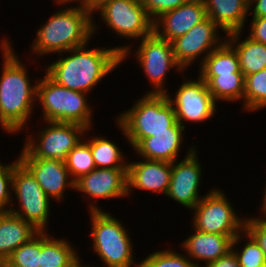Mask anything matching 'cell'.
I'll return each instance as SVG.
<instances>
[{
	"mask_svg": "<svg viewBox=\"0 0 266 267\" xmlns=\"http://www.w3.org/2000/svg\"><path fill=\"white\" fill-rule=\"evenodd\" d=\"M88 47L87 43L59 53L57 60L45 66V73L65 88L89 93L122 62L115 47Z\"/></svg>",
	"mask_w": 266,
	"mask_h": 267,
	"instance_id": "obj_1",
	"label": "cell"
},
{
	"mask_svg": "<svg viewBox=\"0 0 266 267\" xmlns=\"http://www.w3.org/2000/svg\"><path fill=\"white\" fill-rule=\"evenodd\" d=\"M10 39L2 38L3 63L0 76V112L4 121L16 132L25 130L36 105L37 80H30L28 67L16 54ZM20 59V60H19Z\"/></svg>",
	"mask_w": 266,
	"mask_h": 267,
	"instance_id": "obj_2",
	"label": "cell"
},
{
	"mask_svg": "<svg viewBox=\"0 0 266 267\" xmlns=\"http://www.w3.org/2000/svg\"><path fill=\"white\" fill-rule=\"evenodd\" d=\"M55 4L64 8L60 7L37 29L36 39L30 46L35 57L52 56L91 43L98 29L93 16L79 3L76 6L74 3L72 6L71 3Z\"/></svg>",
	"mask_w": 266,
	"mask_h": 267,
	"instance_id": "obj_3",
	"label": "cell"
},
{
	"mask_svg": "<svg viewBox=\"0 0 266 267\" xmlns=\"http://www.w3.org/2000/svg\"><path fill=\"white\" fill-rule=\"evenodd\" d=\"M126 110L117 115L115 123L132 148L152 134L170 132V127L177 122L167 94L144 93Z\"/></svg>",
	"mask_w": 266,
	"mask_h": 267,
	"instance_id": "obj_4",
	"label": "cell"
},
{
	"mask_svg": "<svg viewBox=\"0 0 266 267\" xmlns=\"http://www.w3.org/2000/svg\"><path fill=\"white\" fill-rule=\"evenodd\" d=\"M37 81L36 105L42 107L44 122H65L93 128V109L88 93L65 88L53 81L46 73ZM39 103V104H38Z\"/></svg>",
	"mask_w": 266,
	"mask_h": 267,
	"instance_id": "obj_5",
	"label": "cell"
},
{
	"mask_svg": "<svg viewBox=\"0 0 266 267\" xmlns=\"http://www.w3.org/2000/svg\"><path fill=\"white\" fill-rule=\"evenodd\" d=\"M92 250L106 267H140L136 263L133 242L123 222L107 210L89 211Z\"/></svg>",
	"mask_w": 266,
	"mask_h": 267,
	"instance_id": "obj_6",
	"label": "cell"
},
{
	"mask_svg": "<svg viewBox=\"0 0 266 267\" xmlns=\"http://www.w3.org/2000/svg\"><path fill=\"white\" fill-rule=\"evenodd\" d=\"M134 43L125 46H114L121 53V62L128 58L134 52L139 67L144 71V75L153 85L152 90L145 92L146 94H167V86L165 85L167 73L173 68L174 71L184 72L182 67L174 58L172 43L165 39L159 38L154 32L143 37L138 47H132ZM132 48H135L134 51Z\"/></svg>",
	"mask_w": 266,
	"mask_h": 267,
	"instance_id": "obj_7",
	"label": "cell"
},
{
	"mask_svg": "<svg viewBox=\"0 0 266 267\" xmlns=\"http://www.w3.org/2000/svg\"><path fill=\"white\" fill-rule=\"evenodd\" d=\"M12 192L16 196L12 199L16 201H12L9 212L31 223L38 231H47L51 199L19 158L14 160Z\"/></svg>",
	"mask_w": 266,
	"mask_h": 267,
	"instance_id": "obj_8",
	"label": "cell"
},
{
	"mask_svg": "<svg viewBox=\"0 0 266 267\" xmlns=\"http://www.w3.org/2000/svg\"><path fill=\"white\" fill-rule=\"evenodd\" d=\"M37 134L27 135L23 150L18 158L66 160L73 149L84 137L86 127L76 123L47 121ZM47 125V126H46ZM38 136V137H37Z\"/></svg>",
	"mask_w": 266,
	"mask_h": 267,
	"instance_id": "obj_9",
	"label": "cell"
},
{
	"mask_svg": "<svg viewBox=\"0 0 266 267\" xmlns=\"http://www.w3.org/2000/svg\"><path fill=\"white\" fill-rule=\"evenodd\" d=\"M192 227L200 232L221 235H238L245 230L246 215H238L224 191L211 189L190 210Z\"/></svg>",
	"mask_w": 266,
	"mask_h": 267,
	"instance_id": "obj_10",
	"label": "cell"
},
{
	"mask_svg": "<svg viewBox=\"0 0 266 267\" xmlns=\"http://www.w3.org/2000/svg\"><path fill=\"white\" fill-rule=\"evenodd\" d=\"M104 25L117 37L141 40L153 33V20L142 6L141 0H113L100 8Z\"/></svg>",
	"mask_w": 266,
	"mask_h": 267,
	"instance_id": "obj_11",
	"label": "cell"
},
{
	"mask_svg": "<svg viewBox=\"0 0 266 267\" xmlns=\"http://www.w3.org/2000/svg\"><path fill=\"white\" fill-rule=\"evenodd\" d=\"M183 80L173 97L168 98L174 106L176 120L186 128V122L202 123L214 117L217 102L208 90L207 84L198 76L197 79ZM186 121V122H185Z\"/></svg>",
	"mask_w": 266,
	"mask_h": 267,
	"instance_id": "obj_12",
	"label": "cell"
},
{
	"mask_svg": "<svg viewBox=\"0 0 266 267\" xmlns=\"http://www.w3.org/2000/svg\"><path fill=\"white\" fill-rule=\"evenodd\" d=\"M220 31L223 32L206 17L186 34L174 39L171 43L176 62L183 70L194 65V61H198V58L200 60L198 66L201 65L206 56L226 40V35L220 36Z\"/></svg>",
	"mask_w": 266,
	"mask_h": 267,
	"instance_id": "obj_13",
	"label": "cell"
},
{
	"mask_svg": "<svg viewBox=\"0 0 266 267\" xmlns=\"http://www.w3.org/2000/svg\"><path fill=\"white\" fill-rule=\"evenodd\" d=\"M195 146L197 145L188 148L187 154L180 162L176 160L171 163V180L166 194L188 210H192L205 196L199 193L203 167Z\"/></svg>",
	"mask_w": 266,
	"mask_h": 267,
	"instance_id": "obj_14",
	"label": "cell"
},
{
	"mask_svg": "<svg viewBox=\"0 0 266 267\" xmlns=\"http://www.w3.org/2000/svg\"><path fill=\"white\" fill-rule=\"evenodd\" d=\"M75 190L86 199H95L88 211H103L98 199L128 197V168H95L75 181Z\"/></svg>",
	"mask_w": 266,
	"mask_h": 267,
	"instance_id": "obj_15",
	"label": "cell"
},
{
	"mask_svg": "<svg viewBox=\"0 0 266 267\" xmlns=\"http://www.w3.org/2000/svg\"><path fill=\"white\" fill-rule=\"evenodd\" d=\"M19 161L32 173L51 200L62 201L67 188L75 190V181L71 178L65 161L37 158H19Z\"/></svg>",
	"mask_w": 266,
	"mask_h": 267,
	"instance_id": "obj_16",
	"label": "cell"
},
{
	"mask_svg": "<svg viewBox=\"0 0 266 267\" xmlns=\"http://www.w3.org/2000/svg\"><path fill=\"white\" fill-rule=\"evenodd\" d=\"M207 17L203 0H190L164 12L153 22V32L161 39L172 42Z\"/></svg>",
	"mask_w": 266,
	"mask_h": 267,
	"instance_id": "obj_17",
	"label": "cell"
},
{
	"mask_svg": "<svg viewBox=\"0 0 266 267\" xmlns=\"http://www.w3.org/2000/svg\"><path fill=\"white\" fill-rule=\"evenodd\" d=\"M128 162V196L133 189L166 196L171 180V163L141 158Z\"/></svg>",
	"mask_w": 266,
	"mask_h": 267,
	"instance_id": "obj_18",
	"label": "cell"
},
{
	"mask_svg": "<svg viewBox=\"0 0 266 267\" xmlns=\"http://www.w3.org/2000/svg\"><path fill=\"white\" fill-rule=\"evenodd\" d=\"M192 234L188 236L180 244L181 250L195 264L196 267H203L199 262L207 264L216 261L221 256L226 255L232 250L233 239L237 235H221L200 232L196 229L192 230ZM198 263H197V262Z\"/></svg>",
	"mask_w": 266,
	"mask_h": 267,
	"instance_id": "obj_19",
	"label": "cell"
},
{
	"mask_svg": "<svg viewBox=\"0 0 266 267\" xmlns=\"http://www.w3.org/2000/svg\"><path fill=\"white\" fill-rule=\"evenodd\" d=\"M184 127L177 121L170 132L152 134L142 139L134 148L135 155L149 160L172 163L178 159L185 136Z\"/></svg>",
	"mask_w": 266,
	"mask_h": 267,
	"instance_id": "obj_20",
	"label": "cell"
},
{
	"mask_svg": "<svg viewBox=\"0 0 266 267\" xmlns=\"http://www.w3.org/2000/svg\"><path fill=\"white\" fill-rule=\"evenodd\" d=\"M203 2L207 17L225 35L244 30L249 16V4L246 0H203Z\"/></svg>",
	"mask_w": 266,
	"mask_h": 267,
	"instance_id": "obj_21",
	"label": "cell"
},
{
	"mask_svg": "<svg viewBox=\"0 0 266 267\" xmlns=\"http://www.w3.org/2000/svg\"><path fill=\"white\" fill-rule=\"evenodd\" d=\"M39 231L29 222L9 211L0 212V266L21 245Z\"/></svg>",
	"mask_w": 266,
	"mask_h": 267,
	"instance_id": "obj_22",
	"label": "cell"
},
{
	"mask_svg": "<svg viewBox=\"0 0 266 267\" xmlns=\"http://www.w3.org/2000/svg\"><path fill=\"white\" fill-rule=\"evenodd\" d=\"M242 33L243 31L229 33L226 41L235 49L241 72L247 76L266 68V44L253 41L248 36L242 40Z\"/></svg>",
	"mask_w": 266,
	"mask_h": 267,
	"instance_id": "obj_23",
	"label": "cell"
},
{
	"mask_svg": "<svg viewBox=\"0 0 266 267\" xmlns=\"http://www.w3.org/2000/svg\"><path fill=\"white\" fill-rule=\"evenodd\" d=\"M50 235L48 229L41 231L40 267H71L80 259L78 249L70 241Z\"/></svg>",
	"mask_w": 266,
	"mask_h": 267,
	"instance_id": "obj_24",
	"label": "cell"
},
{
	"mask_svg": "<svg viewBox=\"0 0 266 267\" xmlns=\"http://www.w3.org/2000/svg\"><path fill=\"white\" fill-rule=\"evenodd\" d=\"M207 84L214 100L218 102H243L245 93V76L243 73L231 74H198Z\"/></svg>",
	"mask_w": 266,
	"mask_h": 267,
	"instance_id": "obj_25",
	"label": "cell"
},
{
	"mask_svg": "<svg viewBox=\"0 0 266 267\" xmlns=\"http://www.w3.org/2000/svg\"><path fill=\"white\" fill-rule=\"evenodd\" d=\"M86 129L84 139L89 143L96 168H128V160L117 143L106 137L88 135ZM88 131V132H87ZM86 137V138H85ZM125 158V159H124ZM127 160V161H126Z\"/></svg>",
	"mask_w": 266,
	"mask_h": 267,
	"instance_id": "obj_26",
	"label": "cell"
},
{
	"mask_svg": "<svg viewBox=\"0 0 266 267\" xmlns=\"http://www.w3.org/2000/svg\"><path fill=\"white\" fill-rule=\"evenodd\" d=\"M198 71L199 74L242 73L237 53L226 40L206 56Z\"/></svg>",
	"mask_w": 266,
	"mask_h": 267,
	"instance_id": "obj_27",
	"label": "cell"
},
{
	"mask_svg": "<svg viewBox=\"0 0 266 267\" xmlns=\"http://www.w3.org/2000/svg\"><path fill=\"white\" fill-rule=\"evenodd\" d=\"M243 247L239 243L243 240ZM237 247V248H236ZM239 248V249H238ZM232 250L237 256L240 267H263L266 266V258L260 245L246 231L239 233L232 242Z\"/></svg>",
	"mask_w": 266,
	"mask_h": 267,
	"instance_id": "obj_28",
	"label": "cell"
},
{
	"mask_svg": "<svg viewBox=\"0 0 266 267\" xmlns=\"http://www.w3.org/2000/svg\"><path fill=\"white\" fill-rule=\"evenodd\" d=\"M242 109L253 112L266 107V68L245 76Z\"/></svg>",
	"mask_w": 266,
	"mask_h": 267,
	"instance_id": "obj_29",
	"label": "cell"
},
{
	"mask_svg": "<svg viewBox=\"0 0 266 267\" xmlns=\"http://www.w3.org/2000/svg\"><path fill=\"white\" fill-rule=\"evenodd\" d=\"M65 164L74 181L96 168L90 145L84 138L70 150Z\"/></svg>",
	"mask_w": 266,
	"mask_h": 267,
	"instance_id": "obj_30",
	"label": "cell"
},
{
	"mask_svg": "<svg viewBox=\"0 0 266 267\" xmlns=\"http://www.w3.org/2000/svg\"><path fill=\"white\" fill-rule=\"evenodd\" d=\"M41 231L14 250L0 267H40Z\"/></svg>",
	"mask_w": 266,
	"mask_h": 267,
	"instance_id": "obj_31",
	"label": "cell"
},
{
	"mask_svg": "<svg viewBox=\"0 0 266 267\" xmlns=\"http://www.w3.org/2000/svg\"><path fill=\"white\" fill-rule=\"evenodd\" d=\"M140 267H196L195 264L184 254L173 249L154 251L140 261Z\"/></svg>",
	"mask_w": 266,
	"mask_h": 267,
	"instance_id": "obj_32",
	"label": "cell"
},
{
	"mask_svg": "<svg viewBox=\"0 0 266 267\" xmlns=\"http://www.w3.org/2000/svg\"><path fill=\"white\" fill-rule=\"evenodd\" d=\"M14 172V161L9 164L0 165V212L9 211L12 204V180Z\"/></svg>",
	"mask_w": 266,
	"mask_h": 267,
	"instance_id": "obj_33",
	"label": "cell"
},
{
	"mask_svg": "<svg viewBox=\"0 0 266 267\" xmlns=\"http://www.w3.org/2000/svg\"><path fill=\"white\" fill-rule=\"evenodd\" d=\"M190 0H141L142 6L154 21L164 12L173 10Z\"/></svg>",
	"mask_w": 266,
	"mask_h": 267,
	"instance_id": "obj_34",
	"label": "cell"
},
{
	"mask_svg": "<svg viewBox=\"0 0 266 267\" xmlns=\"http://www.w3.org/2000/svg\"><path fill=\"white\" fill-rule=\"evenodd\" d=\"M245 230L260 245L266 258V219L258 217H246Z\"/></svg>",
	"mask_w": 266,
	"mask_h": 267,
	"instance_id": "obj_35",
	"label": "cell"
},
{
	"mask_svg": "<svg viewBox=\"0 0 266 267\" xmlns=\"http://www.w3.org/2000/svg\"><path fill=\"white\" fill-rule=\"evenodd\" d=\"M248 37L253 41L266 44V17L252 18Z\"/></svg>",
	"mask_w": 266,
	"mask_h": 267,
	"instance_id": "obj_36",
	"label": "cell"
},
{
	"mask_svg": "<svg viewBox=\"0 0 266 267\" xmlns=\"http://www.w3.org/2000/svg\"><path fill=\"white\" fill-rule=\"evenodd\" d=\"M204 267H240V265L237 256L233 250H231L226 255L221 256L216 261H213Z\"/></svg>",
	"mask_w": 266,
	"mask_h": 267,
	"instance_id": "obj_37",
	"label": "cell"
},
{
	"mask_svg": "<svg viewBox=\"0 0 266 267\" xmlns=\"http://www.w3.org/2000/svg\"><path fill=\"white\" fill-rule=\"evenodd\" d=\"M113 0H80L78 3L87 10L94 18L95 12H97L104 5Z\"/></svg>",
	"mask_w": 266,
	"mask_h": 267,
	"instance_id": "obj_38",
	"label": "cell"
},
{
	"mask_svg": "<svg viewBox=\"0 0 266 267\" xmlns=\"http://www.w3.org/2000/svg\"><path fill=\"white\" fill-rule=\"evenodd\" d=\"M249 12L252 13V18L266 17V0H253L249 4Z\"/></svg>",
	"mask_w": 266,
	"mask_h": 267,
	"instance_id": "obj_39",
	"label": "cell"
},
{
	"mask_svg": "<svg viewBox=\"0 0 266 267\" xmlns=\"http://www.w3.org/2000/svg\"><path fill=\"white\" fill-rule=\"evenodd\" d=\"M264 193H263V197H262V199L263 200H261L262 201V204L260 205V213H261V215H259L258 216V218H263V219H266V184H265V187H264V191H263Z\"/></svg>",
	"mask_w": 266,
	"mask_h": 267,
	"instance_id": "obj_40",
	"label": "cell"
},
{
	"mask_svg": "<svg viewBox=\"0 0 266 267\" xmlns=\"http://www.w3.org/2000/svg\"><path fill=\"white\" fill-rule=\"evenodd\" d=\"M0 127L1 129L5 130L7 133L16 134V132L4 121V119L1 116V112H0Z\"/></svg>",
	"mask_w": 266,
	"mask_h": 267,
	"instance_id": "obj_41",
	"label": "cell"
},
{
	"mask_svg": "<svg viewBox=\"0 0 266 267\" xmlns=\"http://www.w3.org/2000/svg\"><path fill=\"white\" fill-rule=\"evenodd\" d=\"M82 258H80L77 262H75L71 267H91L90 265L87 264L84 265L81 261ZM94 267V266H93Z\"/></svg>",
	"mask_w": 266,
	"mask_h": 267,
	"instance_id": "obj_42",
	"label": "cell"
},
{
	"mask_svg": "<svg viewBox=\"0 0 266 267\" xmlns=\"http://www.w3.org/2000/svg\"><path fill=\"white\" fill-rule=\"evenodd\" d=\"M55 3H78L80 0H54Z\"/></svg>",
	"mask_w": 266,
	"mask_h": 267,
	"instance_id": "obj_43",
	"label": "cell"
},
{
	"mask_svg": "<svg viewBox=\"0 0 266 267\" xmlns=\"http://www.w3.org/2000/svg\"><path fill=\"white\" fill-rule=\"evenodd\" d=\"M248 2V4H250L253 0H246Z\"/></svg>",
	"mask_w": 266,
	"mask_h": 267,
	"instance_id": "obj_44",
	"label": "cell"
}]
</instances>
